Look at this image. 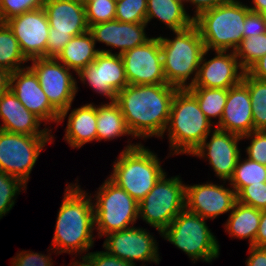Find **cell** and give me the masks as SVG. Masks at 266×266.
Listing matches in <instances>:
<instances>
[{
    "mask_svg": "<svg viewBox=\"0 0 266 266\" xmlns=\"http://www.w3.org/2000/svg\"><path fill=\"white\" fill-rule=\"evenodd\" d=\"M96 109L97 141H109L124 135L132 136L116 101L101 103V105H96Z\"/></svg>",
    "mask_w": 266,
    "mask_h": 266,
    "instance_id": "cell-28",
    "label": "cell"
},
{
    "mask_svg": "<svg viewBox=\"0 0 266 266\" xmlns=\"http://www.w3.org/2000/svg\"><path fill=\"white\" fill-rule=\"evenodd\" d=\"M177 89L169 84L127 85L117 93L116 102L132 138H164Z\"/></svg>",
    "mask_w": 266,
    "mask_h": 266,
    "instance_id": "cell-1",
    "label": "cell"
},
{
    "mask_svg": "<svg viewBox=\"0 0 266 266\" xmlns=\"http://www.w3.org/2000/svg\"><path fill=\"white\" fill-rule=\"evenodd\" d=\"M180 176L167 178L166 172L138 203V218L154 227L159 234L185 209L186 184Z\"/></svg>",
    "mask_w": 266,
    "mask_h": 266,
    "instance_id": "cell-9",
    "label": "cell"
},
{
    "mask_svg": "<svg viewBox=\"0 0 266 266\" xmlns=\"http://www.w3.org/2000/svg\"><path fill=\"white\" fill-rule=\"evenodd\" d=\"M121 57L128 85L167 84L159 36L150 37L144 44L122 53Z\"/></svg>",
    "mask_w": 266,
    "mask_h": 266,
    "instance_id": "cell-14",
    "label": "cell"
},
{
    "mask_svg": "<svg viewBox=\"0 0 266 266\" xmlns=\"http://www.w3.org/2000/svg\"><path fill=\"white\" fill-rule=\"evenodd\" d=\"M208 136H210V141H208ZM208 136L190 155L206 158L216 177L226 183L232 177L241 155L238 144L242 136L217 128H214Z\"/></svg>",
    "mask_w": 266,
    "mask_h": 266,
    "instance_id": "cell-16",
    "label": "cell"
},
{
    "mask_svg": "<svg viewBox=\"0 0 266 266\" xmlns=\"http://www.w3.org/2000/svg\"><path fill=\"white\" fill-rule=\"evenodd\" d=\"M95 41L88 30L74 36L63 48L57 59L70 70L78 74L96 59L100 49H95Z\"/></svg>",
    "mask_w": 266,
    "mask_h": 266,
    "instance_id": "cell-26",
    "label": "cell"
},
{
    "mask_svg": "<svg viewBox=\"0 0 266 266\" xmlns=\"http://www.w3.org/2000/svg\"><path fill=\"white\" fill-rule=\"evenodd\" d=\"M237 201L256 209H266V182L245 186L237 194Z\"/></svg>",
    "mask_w": 266,
    "mask_h": 266,
    "instance_id": "cell-38",
    "label": "cell"
},
{
    "mask_svg": "<svg viewBox=\"0 0 266 266\" xmlns=\"http://www.w3.org/2000/svg\"><path fill=\"white\" fill-rule=\"evenodd\" d=\"M174 34L172 39L159 35L163 70L167 84L186 89L197 79L205 46L194 24L185 30L175 31ZM190 77L191 82L188 80Z\"/></svg>",
    "mask_w": 266,
    "mask_h": 266,
    "instance_id": "cell-4",
    "label": "cell"
},
{
    "mask_svg": "<svg viewBox=\"0 0 266 266\" xmlns=\"http://www.w3.org/2000/svg\"><path fill=\"white\" fill-rule=\"evenodd\" d=\"M43 9L50 26L45 58H57L74 36L89 30L85 6L69 0H45Z\"/></svg>",
    "mask_w": 266,
    "mask_h": 266,
    "instance_id": "cell-10",
    "label": "cell"
},
{
    "mask_svg": "<svg viewBox=\"0 0 266 266\" xmlns=\"http://www.w3.org/2000/svg\"><path fill=\"white\" fill-rule=\"evenodd\" d=\"M86 19L91 25L108 22L115 19L116 2L114 0H93L85 5Z\"/></svg>",
    "mask_w": 266,
    "mask_h": 266,
    "instance_id": "cell-36",
    "label": "cell"
},
{
    "mask_svg": "<svg viewBox=\"0 0 266 266\" xmlns=\"http://www.w3.org/2000/svg\"><path fill=\"white\" fill-rule=\"evenodd\" d=\"M33 251H19L17 255L12 258L11 266H54L52 257Z\"/></svg>",
    "mask_w": 266,
    "mask_h": 266,
    "instance_id": "cell-40",
    "label": "cell"
},
{
    "mask_svg": "<svg viewBox=\"0 0 266 266\" xmlns=\"http://www.w3.org/2000/svg\"><path fill=\"white\" fill-rule=\"evenodd\" d=\"M254 246L266 247V209L261 210V219L255 237Z\"/></svg>",
    "mask_w": 266,
    "mask_h": 266,
    "instance_id": "cell-46",
    "label": "cell"
},
{
    "mask_svg": "<svg viewBox=\"0 0 266 266\" xmlns=\"http://www.w3.org/2000/svg\"><path fill=\"white\" fill-rule=\"evenodd\" d=\"M246 266H266V247L249 246Z\"/></svg>",
    "mask_w": 266,
    "mask_h": 266,
    "instance_id": "cell-43",
    "label": "cell"
},
{
    "mask_svg": "<svg viewBox=\"0 0 266 266\" xmlns=\"http://www.w3.org/2000/svg\"><path fill=\"white\" fill-rule=\"evenodd\" d=\"M5 23L12 30L28 60L45 58L50 26L43 7L24 12Z\"/></svg>",
    "mask_w": 266,
    "mask_h": 266,
    "instance_id": "cell-18",
    "label": "cell"
},
{
    "mask_svg": "<svg viewBox=\"0 0 266 266\" xmlns=\"http://www.w3.org/2000/svg\"><path fill=\"white\" fill-rule=\"evenodd\" d=\"M11 73L3 68H0V100L2 95L9 90Z\"/></svg>",
    "mask_w": 266,
    "mask_h": 266,
    "instance_id": "cell-47",
    "label": "cell"
},
{
    "mask_svg": "<svg viewBox=\"0 0 266 266\" xmlns=\"http://www.w3.org/2000/svg\"><path fill=\"white\" fill-rule=\"evenodd\" d=\"M69 1H72V2H74V3L81 4V5H83V6H85L86 3H87V0H69Z\"/></svg>",
    "mask_w": 266,
    "mask_h": 266,
    "instance_id": "cell-50",
    "label": "cell"
},
{
    "mask_svg": "<svg viewBox=\"0 0 266 266\" xmlns=\"http://www.w3.org/2000/svg\"><path fill=\"white\" fill-rule=\"evenodd\" d=\"M208 51L205 49L197 79L190 87L229 89L242 81L245 70L240 66L235 52L216 50V55L206 61Z\"/></svg>",
    "mask_w": 266,
    "mask_h": 266,
    "instance_id": "cell-20",
    "label": "cell"
},
{
    "mask_svg": "<svg viewBox=\"0 0 266 266\" xmlns=\"http://www.w3.org/2000/svg\"><path fill=\"white\" fill-rule=\"evenodd\" d=\"M45 0H1L0 22L5 23L9 19L21 15L24 12L42 8Z\"/></svg>",
    "mask_w": 266,
    "mask_h": 266,
    "instance_id": "cell-37",
    "label": "cell"
},
{
    "mask_svg": "<svg viewBox=\"0 0 266 266\" xmlns=\"http://www.w3.org/2000/svg\"><path fill=\"white\" fill-rule=\"evenodd\" d=\"M0 129L29 136H53L51 128L40 130L42 121L18 100L9 89L0 100Z\"/></svg>",
    "mask_w": 266,
    "mask_h": 266,
    "instance_id": "cell-23",
    "label": "cell"
},
{
    "mask_svg": "<svg viewBox=\"0 0 266 266\" xmlns=\"http://www.w3.org/2000/svg\"><path fill=\"white\" fill-rule=\"evenodd\" d=\"M78 183L66 184L63 202L56 219L54 236L50 250L61 253L79 255L94 245V205L92 195L88 196ZM54 248V249H53Z\"/></svg>",
    "mask_w": 266,
    "mask_h": 266,
    "instance_id": "cell-2",
    "label": "cell"
},
{
    "mask_svg": "<svg viewBox=\"0 0 266 266\" xmlns=\"http://www.w3.org/2000/svg\"><path fill=\"white\" fill-rule=\"evenodd\" d=\"M80 258L82 259V262L80 261V259L78 261L72 258L73 262L71 263L73 264V266H93V264L86 257H80Z\"/></svg>",
    "mask_w": 266,
    "mask_h": 266,
    "instance_id": "cell-49",
    "label": "cell"
},
{
    "mask_svg": "<svg viewBox=\"0 0 266 266\" xmlns=\"http://www.w3.org/2000/svg\"><path fill=\"white\" fill-rule=\"evenodd\" d=\"M26 189L27 185L20 179L0 171V219L10 212L21 190Z\"/></svg>",
    "mask_w": 266,
    "mask_h": 266,
    "instance_id": "cell-34",
    "label": "cell"
},
{
    "mask_svg": "<svg viewBox=\"0 0 266 266\" xmlns=\"http://www.w3.org/2000/svg\"><path fill=\"white\" fill-rule=\"evenodd\" d=\"M28 59L23 55L18 40L6 23L0 22V68L10 73L28 66Z\"/></svg>",
    "mask_w": 266,
    "mask_h": 266,
    "instance_id": "cell-29",
    "label": "cell"
},
{
    "mask_svg": "<svg viewBox=\"0 0 266 266\" xmlns=\"http://www.w3.org/2000/svg\"><path fill=\"white\" fill-rule=\"evenodd\" d=\"M237 202V193L230 186L206 182L186 185L185 208L205 219L214 220L221 214L230 213Z\"/></svg>",
    "mask_w": 266,
    "mask_h": 266,
    "instance_id": "cell-17",
    "label": "cell"
},
{
    "mask_svg": "<svg viewBox=\"0 0 266 266\" xmlns=\"http://www.w3.org/2000/svg\"><path fill=\"white\" fill-rule=\"evenodd\" d=\"M243 139L251 140L245 151L247 158L266 165V130H254L242 136Z\"/></svg>",
    "mask_w": 266,
    "mask_h": 266,
    "instance_id": "cell-39",
    "label": "cell"
},
{
    "mask_svg": "<svg viewBox=\"0 0 266 266\" xmlns=\"http://www.w3.org/2000/svg\"><path fill=\"white\" fill-rule=\"evenodd\" d=\"M128 143L116 158L112 166L113 173L108 178L139 203L165 170L155 152L141 143Z\"/></svg>",
    "mask_w": 266,
    "mask_h": 266,
    "instance_id": "cell-5",
    "label": "cell"
},
{
    "mask_svg": "<svg viewBox=\"0 0 266 266\" xmlns=\"http://www.w3.org/2000/svg\"><path fill=\"white\" fill-rule=\"evenodd\" d=\"M53 139V136H29L0 129V171L27 185L42 149Z\"/></svg>",
    "mask_w": 266,
    "mask_h": 266,
    "instance_id": "cell-11",
    "label": "cell"
},
{
    "mask_svg": "<svg viewBox=\"0 0 266 266\" xmlns=\"http://www.w3.org/2000/svg\"><path fill=\"white\" fill-rule=\"evenodd\" d=\"M205 220L207 219L185 208L161 233V236L187 254L193 263L197 260L210 263L218 258L220 245Z\"/></svg>",
    "mask_w": 266,
    "mask_h": 266,
    "instance_id": "cell-7",
    "label": "cell"
},
{
    "mask_svg": "<svg viewBox=\"0 0 266 266\" xmlns=\"http://www.w3.org/2000/svg\"><path fill=\"white\" fill-rule=\"evenodd\" d=\"M212 127L213 124L200 110L196 97L187 88L177 89L164 131L168 132L169 155H190L212 132Z\"/></svg>",
    "mask_w": 266,
    "mask_h": 266,
    "instance_id": "cell-3",
    "label": "cell"
},
{
    "mask_svg": "<svg viewBox=\"0 0 266 266\" xmlns=\"http://www.w3.org/2000/svg\"><path fill=\"white\" fill-rule=\"evenodd\" d=\"M234 52L240 66L247 71L266 54V32L243 38Z\"/></svg>",
    "mask_w": 266,
    "mask_h": 266,
    "instance_id": "cell-33",
    "label": "cell"
},
{
    "mask_svg": "<svg viewBox=\"0 0 266 266\" xmlns=\"http://www.w3.org/2000/svg\"><path fill=\"white\" fill-rule=\"evenodd\" d=\"M242 82L249 90L254 130H266V81L256 79L245 71Z\"/></svg>",
    "mask_w": 266,
    "mask_h": 266,
    "instance_id": "cell-32",
    "label": "cell"
},
{
    "mask_svg": "<svg viewBox=\"0 0 266 266\" xmlns=\"http://www.w3.org/2000/svg\"><path fill=\"white\" fill-rule=\"evenodd\" d=\"M29 66L39 79L50 104L60 113L58 124L64 122L78 91L71 70L57 58H34Z\"/></svg>",
    "mask_w": 266,
    "mask_h": 266,
    "instance_id": "cell-12",
    "label": "cell"
},
{
    "mask_svg": "<svg viewBox=\"0 0 266 266\" xmlns=\"http://www.w3.org/2000/svg\"><path fill=\"white\" fill-rule=\"evenodd\" d=\"M266 32L265 15L249 11L244 21L243 38L251 35L263 34Z\"/></svg>",
    "mask_w": 266,
    "mask_h": 266,
    "instance_id": "cell-41",
    "label": "cell"
},
{
    "mask_svg": "<svg viewBox=\"0 0 266 266\" xmlns=\"http://www.w3.org/2000/svg\"><path fill=\"white\" fill-rule=\"evenodd\" d=\"M147 0L116 2L115 19L127 23H146Z\"/></svg>",
    "mask_w": 266,
    "mask_h": 266,
    "instance_id": "cell-35",
    "label": "cell"
},
{
    "mask_svg": "<svg viewBox=\"0 0 266 266\" xmlns=\"http://www.w3.org/2000/svg\"><path fill=\"white\" fill-rule=\"evenodd\" d=\"M252 6L249 5L250 11L265 14L266 13V0H252Z\"/></svg>",
    "mask_w": 266,
    "mask_h": 266,
    "instance_id": "cell-48",
    "label": "cell"
},
{
    "mask_svg": "<svg viewBox=\"0 0 266 266\" xmlns=\"http://www.w3.org/2000/svg\"><path fill=\"white\" fill-rule=\"evenodd\" d=\"M86 258L93 266H136L128 261L110 255L106 251L88 252ZM142 266H146L143 264Z\"/></svg>",
    "mask_w": 266,
    "mask_h": 266,
    "instance_id": "cell-42",
    "label": "cell"
},
{
    "mask_svg": "<svg viewBox=\"0 0 266 266\" xmlns=\"http://www.w3.org/2000/svg\"><path fill=\"white\" fill-rule=\"evenodd\" d=\"M97 189L93 205L95 230L99 238L133 227L139 219L138 202L109 178Z\"/></svg>",
    "mask_w": 266,
    "mask_h": 266,
    "instance_id": "cell-8",
    "label": "cell"
},
{
    "mask_svg": "<svg viewBox=\"0 0 266 266\" xmlns=\"http://www.w3.org/2000/svg\"><path fill=\"white\" fill-rule=\"evenodd\" d=\"M103 248L110 255L128 261L134 265L136 261L159 264L158 243L154 236L142 227H130L105 235Z\"/></svg>",
    "mask_w": 266,
    "mask_h": 266,
    "instance_id": "cell-15",
    "label": "cell"
},
{
    "mask_svg": "<svg viewBox=\"0 0 266 266\" xmlns=\"http://www.w3.org/2000/svg\"><path fill=\"white\" fill-rule=\"evenodd\" d=\"M228 216L224 224L225 232L227 231L232 238L249 239V246H254L261 210L237 201Z\"/></svg>",
    "mask_w": 266,
    "mask_h": 266,
    "instance_id": "cell-27",
    "label": "cell"
},
{
    "mask_svg": "<svg viewBox=\"0 0 266 266\" xmlns=\"http://www.w3.org/2000/svg\"><path fill=\"white\" fill-rule=\"evenodd\" d=\"M64 140L71 148L97 141V109L94 103L74 108L68 116Z\"/></svg>",
    "mask_w": 266,
    "mask_h": 266,
    "instance_id": "cell-24",
    "label": "cell"
},
{
    "mask_svg": "<svg viewBox=\"0 0 266 266\" xmlns=\"http://www.w3.org/2000/svg\"><path fill=\"white\" fill-rule=\"evenodd\" d=\"M249 11L247 4L227 0L194 18L205 49L234 52L243 39L244 21Z\"/></svg>",
    "mask_w": 266,
    "mask_h": 266,
    "instance_id": "cell-6",
    "label": "cell"
},
{
    "mask_svg": "<svg viewBox=\"0 0 266 266\" xmlns=\"http://www.w3.org/2000/svg\"><path fill=\"white\" fill-rule=\"evenodd\" d=\"M237 161L233 175L228 182L238 194L245 186L266 182V165L252 161L247 157Z\"/></svg>",
    "mask_w": 266,
    "mask_h": 266,
    "instance_id": "cell-31",
    "label": "cell"
},
{
    "mask_svg": "<svg viewBox=\"0 0 266 266\" xmlns=\"http://www.w3.org/2000/svg\"><path fill=\"white\" fill-rule=\"evenodd\" d=\"M187 89L196 97L200 110L212 124H214L212 118L216 120L218 118L217 126L227 102V89L204 87H188Z\"/></svg>",
    "mask_w": 266,
    "mask_h": 266,
    "instance_id": "cell-30",
    "label": "cell"
},
{
    "mask_svg": "<svg viewBox=\"0 0 266 266\" xmlns=\"http://www.w3.org/2000/svg\"><path fill=\"white\" fill-rule=\"evenodd\" d=\"M157 18L170 31H181L194 24L182 0H147L146 23Z\"/></svg>",
    "mask_w": 266,
    "mask_h": 266,
    "instance_id": "cell-25",
    "label": "cell"
},
{
    "mask_svg": "<svg viewBox=\"0 0 266 266\" xmlns=\"http://www.w3.org/2000/svg\"><path fill=\"white\" fill-rule=\"evenodd\" d=\"M9 89L28 111L46 122L43 126L49 122L58 125L60 113L50 104L37 75L29 66L11 73Z\"/></svg>",
    "mask_w": 266,
    "mask_h": 266,
    "instance_id": "cell-19",
    "label": "cell"
},
{
    "mask_svg": "<svg viewBox=\"0 0 266 266\" xmlns=\"http://www.w3.org/2000/svg\"><path fill=\"white\" fill-rule=\"evenodd\" d=\"M246 72L256 79L266 81V54L252 64Z\"/></svg>",
    "mask_w": 266,
    "mask_h": 266,
    "instance_id": "cell-45",
    "label": "cell"
},
{
    "mask_svg": "<svg viewBox=\"0 0 266 266\" xmlns=\"http://www.w3.org/2000/svg\"><path fill=\"white\" fill-rule=\"evenodd\" d=\"M251 98L248 87L241 81L227 89V102L222 118L215 128L244 136L254 131L251 108Z\"/></svg>",
    "mask_w": 266,
    "mask_h": 266,
    "instance_id": "cell-21",
    "label": "cell"
},
{
    "mask_svg": "<svg viewBox=\"0 0 266 266\" xmlns=\"http://www.w3.org/2000/svg\"><path fill=\"white\" fill-rule=\"evenodd\" d=\"M77 75L83 84H88L97 94L105 95L110 102L116 101L117 93L128 85L122 57L110 49H101L92 64Z\"/></svg>",
    "mask_w": 266,
    "mask_h": 266,
    "instance_id": "cell-13",
    "label": "cell"
},
{
    "mask_svg": "<svg viewBox=\"0 0 266 266\" xmlns=\"http://www.w3.org/2000/svg\"><path fill=\"white\" fill-rule=\"evenodd\" d=\"M226 1L227 0H183V3L186 5L185 2H189V4H192L193 7L195 5V14L193 18H196L203 11L215 8Z\"/></svg>",
    "mask_w": 266,
    "mask_h": 266,
    "instance_id": "cell-44",
    "label": "cell"
},
{
    "mask_svg": "<svg viewBox=\"0 0 266 266\" xmlns=\"http://www.w3.org/2000/svg\"><path fill=\"white\" fill-rule=\"evenodd\" d=\"M146 27L147 23H127L114 19L91 25L89 31L95 43L101 42L106 46H110V48L120 49L116 54L121 55L134 47L144 44L150 39L145 33Z\"/></svg>",
    "mask_w": 266,
    "mask_h": 266,
    "instance_id": "cell-22",
    "label": "cell"
}]
</instances>
